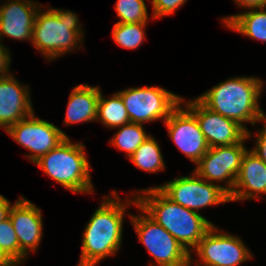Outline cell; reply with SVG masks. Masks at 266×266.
Listing matches in <instances>:
<instances>
[{
    "label": "cell",
    "instance_id": "cell-1",
    "mask_svg": "<svg viewBox=\"0 0 266 266\" xmlns=\"http://www.w3.org/2000/svg\"><path fill=\"white\" fill-rule=\"evenodd\" d=\"M111 195L113 197H104L85 227L78 266H95L103 258L115 255L121 246L126 207L137 206L138 201L134 195L135 199H127L124 203L115 190Z\"/></svg>",
    "mask_w": 266,
    "mask_h": 266
},
{
    "label": "cell",
    "instance_id": "cell-2",
    "mask_svg": "<svg viewBox=\"0 0 266 266\" xmlns=\"http://www.w3.org/2000/svg\"><path fill=\"white\" fill-rule=\"evenodd\" d=\"M263 81L255 77H235L218 85L197 98L210 110L236 121L246 131L244 123L255 125L266 118L259 99Z\"/></svg>",
    "mask_w": 266,
    "mask_h": 266
},
{
    "label": "cell",
    "instance_id": "cell-3",
    "mask_svg": "<svg viewBox=\"0 0 266 266\" xmlns=\"http://www.w3.org/2000/svg\"><path fill=\"white\" fill-rule=\"evenodd\" d=\"M141 192L136 194L138 205L190 253L214 225L196 211L174 203L157 187Z\"/></svg>",
    "mask_w": 266,
    "mask_h": 266
},
{
    "label": "cell",
    "instance_id": "cell-4",
    "mask_svg": "<svg viewBox=\"0 0 266 266\" xmlns=\"http://www.w3.org/2000/svg\"><path fill=\"white\" fill-rule=\"evenodd\" d=\"M44 11L40 7L36 14L31 42L47 60L73 51L78 42H83L84 32L77 14L52 8Z\"/></svg>",
    "mask_w": 266,
    "mask_h": 266
},
{
    "label": "cell",
    "instance_id": "cell-5",
    "mask_svg": "<svg viewBox=\"0 0 266 266\" xmlns=\"http://www.w3.org/2000/svg\"><path fill=\"white\" fill-rule=\"evenodd\" d=\"M84 148L82 143L74 144L67 137L34 164L74 193H93L90 166Z\"/></svg>",
    "mask_w": 266,
    "mask_h": 266
},
{
    "label": "cell",
    "instance_id": "cell-6",
    "mask_svg": "<svg viewBox=\"0 0 266 266\" xmlns=\"http://www.w3.org/2000/svg\"><path fill=\"white\" fill-rule=\"evenodd\" d=\"M136 207L142 212L137 216L129 215L131 222L139 241L145 245L150 255L156 260V264L158 266H191V253L139 205Z\"/></svg>",
    "mask_w": 266,
    "mask_h": 266
},
{
    "label": "cell",
    "instance_id": "cell-7",
    "mask_svg": "<svg viewBox=\"0 0 266 266\" xmlns=\"http://www.w3.org/2000/svg\"><path fill=\"white\" fill-rule=\"evenodd\" d=\"M117 93L121 96L131 123L143 124L160 119L165 122L184 101L175 93L154 86L129 88Z\"/></svg>",
    "mask_w": 266,
    "mask_h": 266
},
{
    "label": "cell",
    "instance_id": "cell-8",
    "mask_svg": "<svg viewBox=\"0 0 266 266\" xmlns=\"http://www.w3.org/2000/svg\"><path fill=\"white\" fill-rule=\"evenodd\" d=\"M157 188L174 203L196 212L207 206L231 202L223 185L210 183L195 171L190 177L181 176Z\"/></svg>",
    "mask_w": 266,
    "mask_h": 266
},
{
    "label": "cell",
    "instance_id": "cell-9",
    "mask_svg": "<svg viewBox=\"0 0 266 266\" xmlns=\"http://www.w3.org/2000/svg\"><path fill=\"white\" fill-rule=\"evenodd\" d=\"M250 135L248 130L246 136L237 144L210 147L193 171L210 183L226 180L224 190L230 195L240 171L242 157L247 150L244 142Z\"/></svg>",
    "mask_w": 266,
    "mask_h": 266
},
{
    "label": "cell",
    "instance_id": "cell-10",
    "mask_svg": "<svg viewBox=\"0 0 266 266\" xmlns=\"http://www.w3.org/2000/svg\"><path fill=\"white\" fill-rule=\"evenodd\" d=\"M6 132L18 144L32 152L26 157L33 163L53 148H56L68 137L54 124L36 118L34 113L9 127Z\"/></svg>",
    "mask_w": 266,
    "mask_h": 266
},
{
    "label": "cell",
    "instance_id": "cell-11",
    "mask_svg": "<svg viewBox=\"0 0 266 266\" xmlns=\"http://www.w3.org/2000/svg\"><path fill=\"white\" fill-rule=\"evenodd\" d=\"M217 229L213 225L193 249L203 266H239L253 258L239 237Z\"/></svg>",
    "mask_w": 266,
    "mask_h": 266
},
{
    "label": "cell",
    "instance_id": "cell-12",
    "mask_svg": "<svg viewBox=\"0 0 266 266\" xmlns=\"http://www.w3.org/2000/svg\"><path fill=\"white\" fill-rule=\"evenodd\" d=\"M180 105L171 112L164 124L179 150L197 164L210 147L196 116L187 107L182 109Z\"/></svg>",
    "mask_w": 266,
    "mask_h": 266
},
{
    "label": "cell",
    "instance_id": "cell-13",
    "mask_svg": "<svg viewBox=\"0 0 266 266\" xmlns=\"http://www.w3.org/2000/svg\"><path fill=\"white\" fill-rule=\"evenodd\" d=\"M185 104L196 116L209 147L234 145L246 136L247 131L236 121L210 110L198 98Z\"/></svg>",
    "mask_w": 266,
    "mask_h": 266
},
{
    "label": "cell",
    "instance_id": "cell-14",
    "mask_svg": "<svg viewBox=\"0 0 266 266\" xmlns=\"http://www.w3.org/2000/svg\"><path fill=\"white\" fill-rule=\"evenodd\" d=\"M29 90L11 73L0 77V127L5 131L34 113Z\"/></svg>",
    "mask_w": 266,
    "mask_h": 266
},
{
    "label": "cell",
    "instance_id": "cell-15",
    "mask_svg": "<svg viewBox=\"0 0 266 266\" xmlns=\"http://www.w3.org/2000/svg\"><path fill=\"white\" fill-rule=\"evenodd\" d=\"M0 7V41L2 36L32 40L35 17L42 5L31 0H8Z\"/></svg>",
    "mask_w": 266,
    "mask_h": 266
},
{
    "label": "cell",
    "instance_id": "cell-16",
    "mask_svg": "<svg viewBox=\"0 0 266 266\" xmlns=\"http://www.w3.org/2000/svg\"><path fill=\"white\" fill-rule=\"evenodd\" d=\"M9 218L17 235L20 250L27 256V251H35L42 238L41 210L29 200L20 197L12 205Z\"/></svg>",
    "mask_w": 266,
    "mask_h": 266
},
{
    "label": "cell",
    "instance_id": "cell-17",
    "mask_svg": "<svg viewBox=\"0 0 266 266\" xmlns=\"http://www.w3.org/2000/svg\"><path fill=\"white\" fill-rule=\"evenodd\" d=\"M261 193L266 194V164L247 149L242 157L234 189L229 195L230 201L259 199Z\"/></svg>",
    "mask_w": 266,
    "mask_h": 266
},
{
    "label": "cell",
    "instance_id": "cell-18",
    "mask_svg": "<svg viewBox=\"0 0 266 266\" xmlns=\"http://www.w3.org/2000/svg\"><path fill=\"white\" fill-rule=\"evenodd\" d=\"M99 96L98 86L80 84L73 88L69 96L64 124L96 121Z\"/></svg>",
    "mask_w": 266,
    "mask_h": 266
},
{
    "label": "cell",
    "instance_id": "cell-19",
    "mask_svg": "<svg viewBox=\"0 0 266 266\" xmlns=\"http://www.w3.org/2000/svg\"><path fill=\"white\" fill-rule=\"evenodd\" d=\"M266 7L249 8V11L223 18L224 25L250 38L266 42Z\"/></svg>",
    "mask_w": 266,
    "mask_h": 266
},
{
    "label": "cell",
    "instance_id": "cell-20",
    "mask_svg": "<svg viewBox=\"0 0 266 266\" xmlns=\"http://www.w3.org/2000/svg\"><path fill=\"white\" fill-rule=\"evenodd\" d=\"M99 120L110 128H117L130 123L127 109L118 93L112 94L110 99H105L100 90L96 121Z\"/></svg>",
    "mask_w": 266,
    "mask_h": 266
},
{
    "label": "cell",
    "instance_id": "cell-21",
    "mask_svg": "<svg viewBox=\"0 0 266 266\" xmlns=\"http://www.w3.org/2000/svg\"><path fill=\"white\" fill-rule=\"evenodd\" d=\"M130 161L139 169L158 172L165 169L164 159L156 140L150 135L130 156Z\"/></svg>",
    "mask_w": 266,
    "mask_h": 266
},
{
    "label": "cell",
    "instance_id": "cell-22",
    "mask_svg": "<svg viewBox=\"0 0 266 266\" xmlns=\"http://www.w3.org/2000/svg\"><path fill=\"white\" fill-rule=\"evenodd\" d=\"M118 128L120 129L109 143L117 149L125 151L127 158H130L136 149L150 136L146 134L143 124L140 123L130 122Z\"/></svg>",
    "mask_w": 266,
    "mask_h": 266
},
{
    "label": "cell",
    "instance_id": "cell-23",
    "mask_svg": "<svg viewBox=\"0 0 266 266\" xmlns=\"http://www.w3.org/2000/svg\"><path fill=\"white\" fill-rule=\"evenodd\" d=\"M146 25L147 23H115L113 40L125 49H137L144 40Z\"/></svg>",
    "mask_w": 266,
    "mask_h": 266
},
{
    "label": "cell",
    "instance_id": "cell-24",
    "mask_svg": "<svg viewBox=\"0 0 266 266\" xmlns=\"http://www.w3.org/2000/svg\"><path fill=\"white\" fill-rule=\"evenodd\" d=\"M0 248L16 266L27 257L19 248V241L10 218L0 222Z\"/></svg>",
    "mask_w": 266,
    "mask_h": 266
},
{
    "label": "cell",
    "instance_id": "cell-25",
    "mask_svg": "<svg viewBox=\"0 0 266 266\" xmlns=\"http://www.w3.org/2000/svg\"><path fill=\"white\" fill-rule=\"evenodd\" d=\"M115 9L120 21L117 23H147L148 12L144 0H117Z\"/></svg>",
    "mask_w": 266,
    "mask_h": 266
},
{
    "label": "cell",
    "instance_id": "cell-26",
    "mask_svg": "<svg viewBox=\"0 0 266 266\" xmlns=\"http://www.w3.org/2000/svg\"><path fill=\"white\" fill-rule=\"evenodd\" d=\"M187 0H152L153 19L174 13Z\"/></svg>",
    "mask_w": 266,
    "mask_h": 266
},
{
    "label": "cell",
    "instance_id": "cell-27",
    "mask_svg": "<svg viewBox=\"0 0 266 266\" xmlns=\"http://www.w3.org/2000/svg\"><path fill=\"white\" fill-rule=\"evenodd\" d=\"M263 122H265L263 128L256 135V146L251 151L266 164V118Z\"/></svg>",
    "mask_w": 266,
    "mask_h": 266
},
{
    "label": "cell",
    "instance_id": "cell-28",
    "mask_svg": "<svg viewBox=\"0 0 266 266\" xmlns=\"http://www.w3.org/2000/svg\"><path fill=\"white\" fill-rule=\"evenodd\" d=\"M9 52L8 48L0 43V77L10 75L7 73L11 63Z\"/></svg>",
    "mask_w": 266,
    "mask_h": 266
},
{
    "label": "cell",
    "instance_id": "cell-29",
    "mask_svg": "<svg viewBox=\"0 0 266 266\" xmlns=\"http://www.w3.org/2000/svg\"><path fill=\"white\" fill-rule=\"evenodd\" d=\"M13 204H10V201L5 198L3 195H0V222L9 218V213Z\"/></svg>",
    "mask_w": 266,
    "mask_h": 266
},
{
    "label": "cell",
    "instance_id": "cell-30",
    "mask_svg": "<svg viewBox=\"0 0 266 266\" xmlns=\"http://www.w3.org/2000/svg\"><path fill=\"white\" fill-rule=\"evenodd\" d=\"M234 2L242 8L266 7V0H234Z\"/></svg>",
    "mask_w": 266,
    "mask_h": 266
},
{
    "label": "cell",
    "instance_id": "cell-31",
    "mask_svg": "<svg viewBox=\"0 0 266 266\" xmlns=\"http://www.w3.org/2000/svg\"><path fill=\"white\" fill-rule=\"evenodd\" d=\"M0 266H16L0 248Z\"/></svg>",
    "mask_w": 266,
    "mask_h": 266
}]
</instances>
